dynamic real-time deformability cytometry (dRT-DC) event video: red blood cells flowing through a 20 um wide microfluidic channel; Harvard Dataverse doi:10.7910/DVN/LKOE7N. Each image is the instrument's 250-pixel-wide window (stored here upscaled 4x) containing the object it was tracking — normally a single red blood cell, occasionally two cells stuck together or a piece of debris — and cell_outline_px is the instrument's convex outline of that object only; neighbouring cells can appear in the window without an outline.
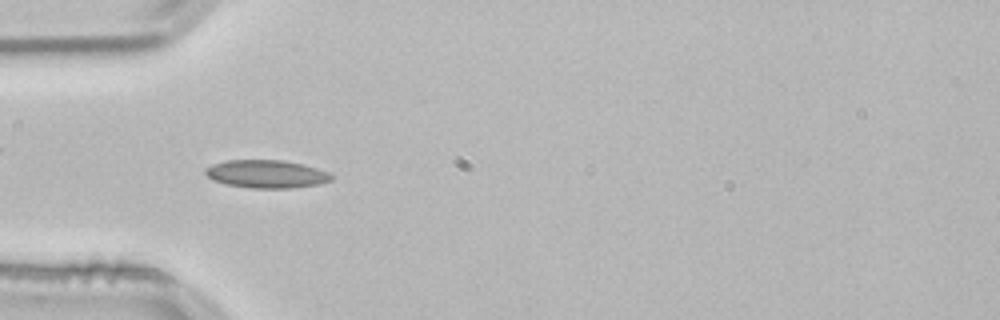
{"species": "common noctule bat (a hibernating species)", "species_latin": "Nyctalus noctula", "temperature_condition": "room temperature", "stored_images_in_passage": 53, "camera_frame_rate_fps": 3000, "um_per_image_px": 0.085, "animal": {"sex": "male", "body_mass_g": 21.5, "forearm_length_mm": 52.0}, "frame": {"image": 1, "passage_image": 16, "time_ms": 5.0, "image_size_px": [1000, 320], "cell_outline_px": [[336, 176], [332, 180], [320, 184], [292, 188], [252, 188], [224, 184], [212, 180], [204, 172], [204, 168], [212, 164], [228, 160], [284, 160], [304, 164], [328, 172]], "centroid_in_image_um": [22.66, 14.79], "position_along_channel_um": 62.3, "area_um2": 20.81}, "authors_computed_cell_mechanics": {"area_um2": 18.7272, "velocity_mm_per_s": 3.837, "shape_relaxation_time_tau1_ms": null, "shape_relaxation_time_tau2_ms": 2.7048, "deformation_change_tau1": null, "deformation_change_tau2": 0.081}}